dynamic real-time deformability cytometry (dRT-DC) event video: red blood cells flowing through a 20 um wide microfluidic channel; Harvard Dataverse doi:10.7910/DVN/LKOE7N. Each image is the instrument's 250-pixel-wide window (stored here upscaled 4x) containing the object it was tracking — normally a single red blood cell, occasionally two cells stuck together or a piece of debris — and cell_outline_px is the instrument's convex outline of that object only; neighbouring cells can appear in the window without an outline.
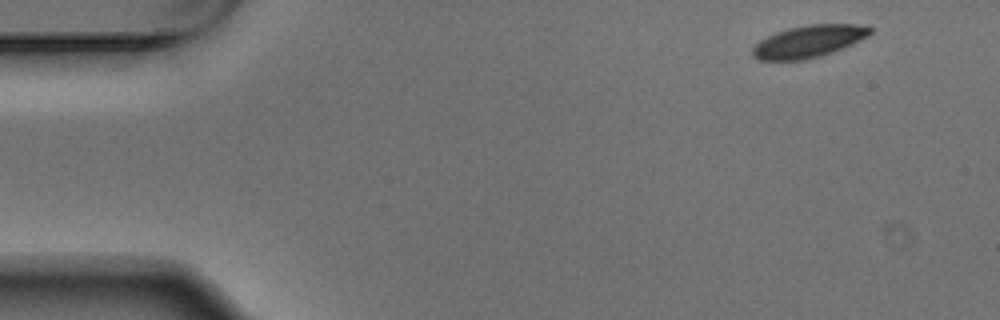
{"species": "Egyptian fruit bat (a non-hibernating species)", "species_latin": "Rousettus aegyptiacus", "temperature_condition": "warm", "stored_images_in_passage": 3, "camera_frame_rate_fps": 3000, "um_per_image_px": 0.085, "animal": {"sex": "male"}, "frame": {"image": 1, "passage_image": 1, "time_ms": 0.0, "image_size_px": [1000, 320], "cell_outline_px": [[872, 32], [868, 36], [852, 44], [832, 52], [820, 56], [804, 60], [760, 60], [752, 56], [752, 48], [760, 40], [776, 32], [788, 28], [808, 24], [856, 24], [872, 28]], "centroid_in_image_um": [68.73, 3.52], "position_along_channel_um": 16.3, "area_um2": 21.96}}
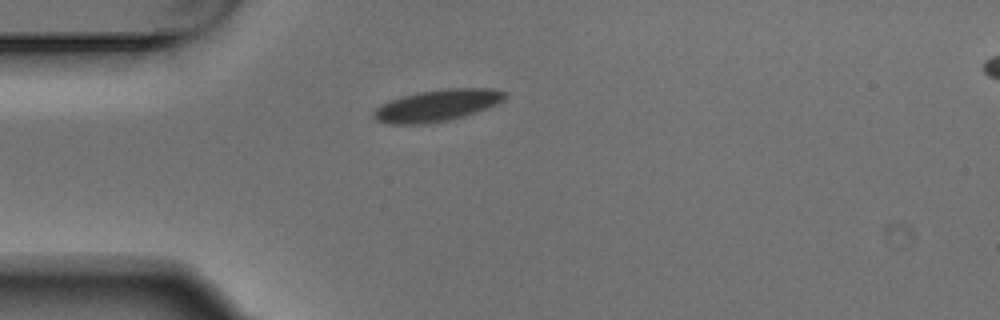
{"frame": {"image": 2, "passage_image": 3, "time_ms": 0.667, "image_size_px": [1000, 320], "cell_outline_px": [[508, 96], [504, 100], [496, 104], [476, 112], [464, 116], [448, 120], [424, 124], [388, 124], [376, 120], [372, 116], [372, 112], [380, 104], [400, 96], [416, 92], [444, 88], [492, 88], [508, 92]], "centroid_in_image_um": [37.15, 8.95], "position_along_channel_um": 47.9, "area_um2": 24.57}}